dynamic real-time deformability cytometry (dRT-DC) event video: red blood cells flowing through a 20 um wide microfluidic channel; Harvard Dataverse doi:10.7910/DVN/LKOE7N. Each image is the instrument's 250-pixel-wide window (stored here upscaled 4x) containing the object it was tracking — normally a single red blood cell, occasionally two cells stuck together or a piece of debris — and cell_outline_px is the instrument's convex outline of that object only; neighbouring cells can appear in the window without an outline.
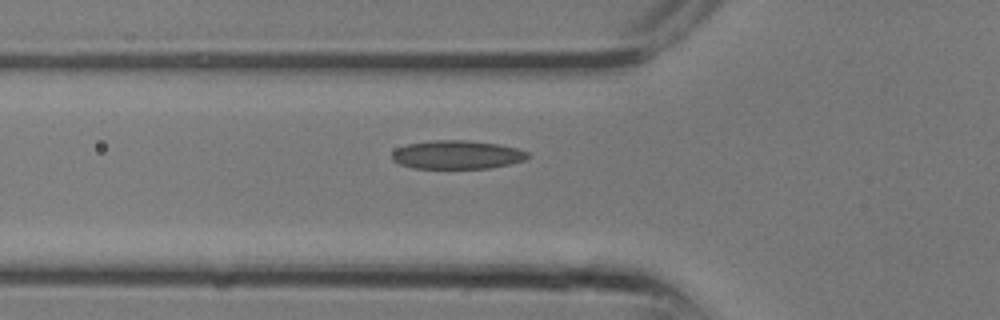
{"species": "common noctule bat (a hibernating species)", "species_latin": "Nyctalus noctula", "temperature_condition": "room temperature", "stored_images_in_passage": 6, "camera_frame_rate_fps": 3000, "um_per_image_px": 0.085, "animal": {"sex": "male", "body_mass_g": 13.3}, "frame": {"image": 1, "passage_image": 4, "time_ms": 1.0, "image_size_px": [1000, 320], "cell_outline_px": [[528, 156], [524, 160], [492, 168], [412, 168], [400, 164], [392, 160], [392, 152], [396, 148], [408, 144], [432, 140], [464, 140], [496, 144], [516, 148], [528, 152]], "centroid_in_image_um": [38.8, 13.15], "position_along_channel_um": 87.0, "area_um2": 22.43}}
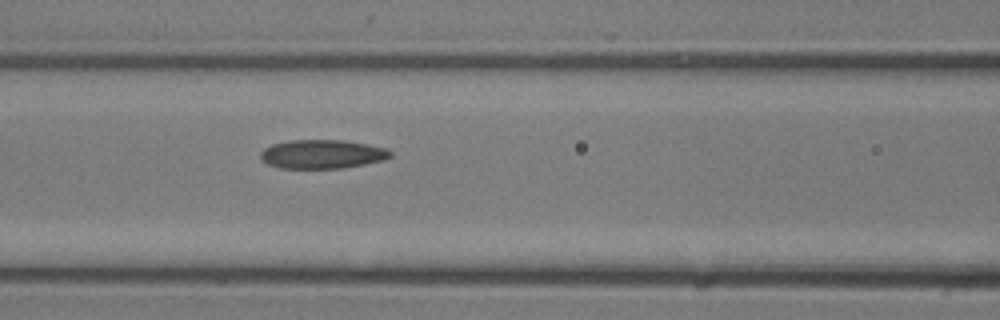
{"frame": {"image": 2, "passage_image": 6, "time_ms": 1.667, "image_size_px": [1000, 320], "cell_outline_px": [[392, 156], [384, 160], [344, 168], [280, 168], [268, 164], [260, 160], [260, 152], [264, 148], [272, 144], [288, 140], [344, 140], [368, 144], [388, 148], [392, 152]], "centroid_in_image_um": [27.39, 13.1], "position_along_channel_um": 139.2, "area_um2": 22.08}}